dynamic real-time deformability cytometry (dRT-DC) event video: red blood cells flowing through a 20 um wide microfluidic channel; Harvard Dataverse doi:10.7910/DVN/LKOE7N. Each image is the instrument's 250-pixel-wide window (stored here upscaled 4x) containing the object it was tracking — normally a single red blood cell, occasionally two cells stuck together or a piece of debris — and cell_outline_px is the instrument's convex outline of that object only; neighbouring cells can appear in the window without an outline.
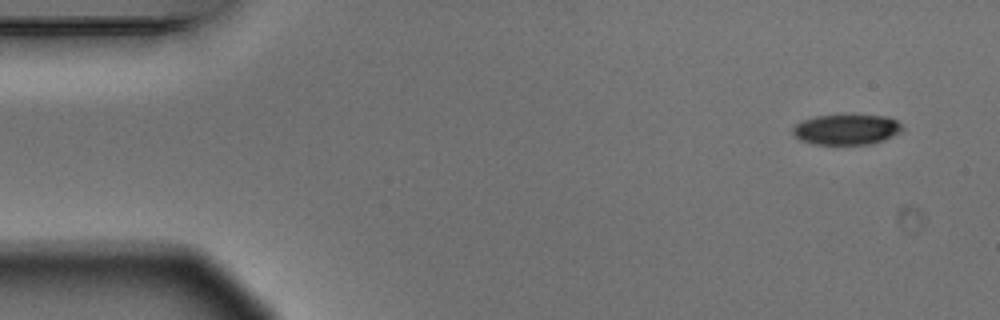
{"species": "Egyptian fruit bat (a non-hibernating species)", "species_latin": "Rousettus aegyptiacus", "temperature_condition": "warm", "stored_images_in_passage": 7, "camera_frame_rate_fps": 3000, "um_per_image_px": 0.085, "animal": {"sex": "male"}, "frame": {"image": 1, "passage_image": 1, "time_ms": 0.0, "image_size_px": [1000, 320], "cell_outline_px": [[904, 128], [900, 132], [884, 140], [872, 144], [812, 144], [800, 140], [792, 132], [792, 128], [796, 124], [804, 120], [816, 116], [888, 116], [904, 124]], "centroid_in_image_um": [71.99, 11.02], "position_along_channel_um": 13.0, "area_um2": 19.25}}
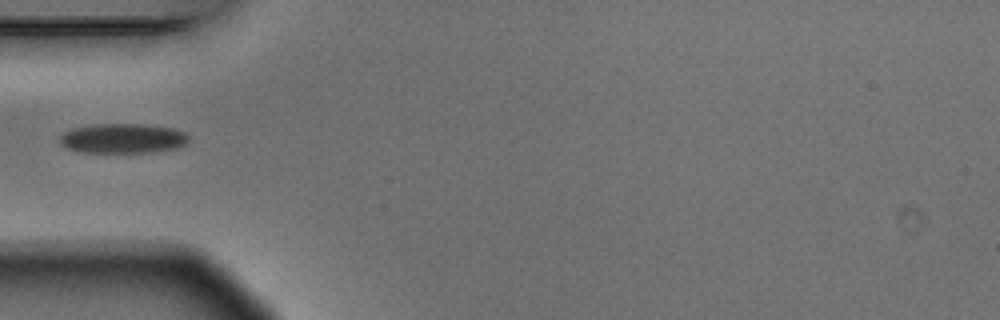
{"frame": {"image": 2, "passage_image": 4, "time_ms": 1.0, "image_size_px": [1000, 320], "cell_outline_px": [[188, 140], [184, 144], [176, 148], [148, 152], [80, 152], [68, 148], [60, 144], [60, 136], [64, 132], [72, 128], [96, 124], [144, 124], [176, 128], [184, 132], [188, 136]], "centroid_in_image_um": [10.43, 11.75], "position_along_channel_um": 74.6, "area_um2": 22.25}}
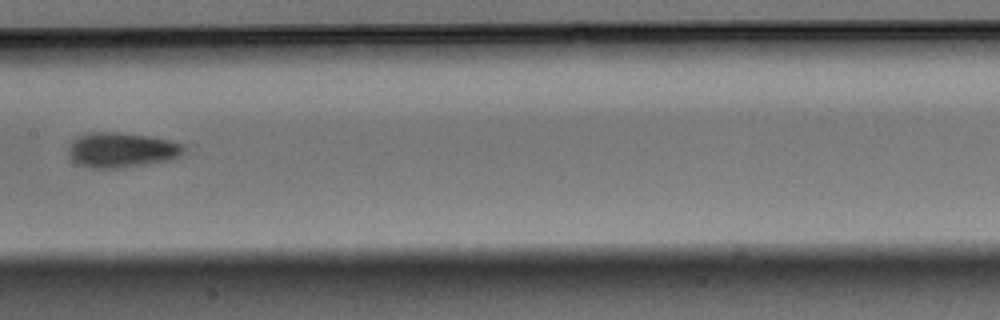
{"frame": {"image": 3, "passage_image": 7, "time_ms": 2.0, "image_size_px": [1000, 320], "cell_outline_px": [[184, 152], [180, 156], [172, 160], [148, 164], [116, 168], [88, 168], [76, 164], [68, 156], [68, 148], [72, 140], [80, 136], [92, 132], [116, 132], [144, 136], [168, 140], [180, 144], [184, 148]], "centroid_in_image_um": [10.29, 12.77], "position_along_channel_um": 197.1, "area_um2": 23.47}}